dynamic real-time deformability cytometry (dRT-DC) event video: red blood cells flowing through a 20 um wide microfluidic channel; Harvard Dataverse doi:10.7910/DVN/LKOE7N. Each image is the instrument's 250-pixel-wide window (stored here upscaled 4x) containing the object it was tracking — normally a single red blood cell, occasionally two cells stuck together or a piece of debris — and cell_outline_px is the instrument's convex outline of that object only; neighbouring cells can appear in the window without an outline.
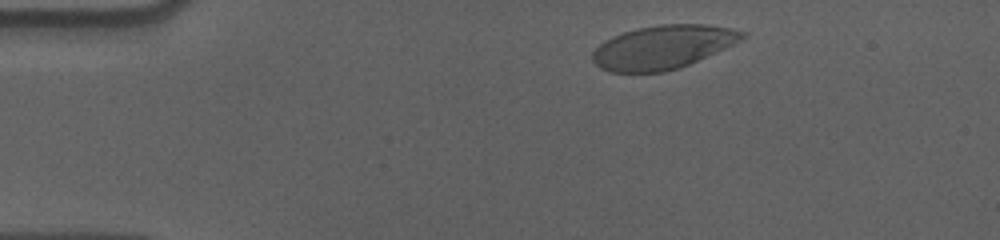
{"species": "human", "species_latin": "Homo sapiens", "temperature_condition": "cold", "stored_images_in_passage": 51, "camera_frame_rate_fps": 3000, "um_per_image_px": 0.085, "donor": {"sex": "male"}, "frame": {"image": 1, "passage_image": 4, "time_ms": 1.0, "image_size_px": [1000, 240], "cell_outline_px": [[748, 32], [740, 40], [732, 44], [680, 68], [664, 72], [608, 72], [600, 68], [592, 60], [592, 52], [604, 40], [612, 36], [636, 28], [660, 24], [704, 24], [728, 28]], "centroid_in_image_um": [56.28, 4.01], "position_along_channel_um": 28.7, "area_um2": 37.8}}
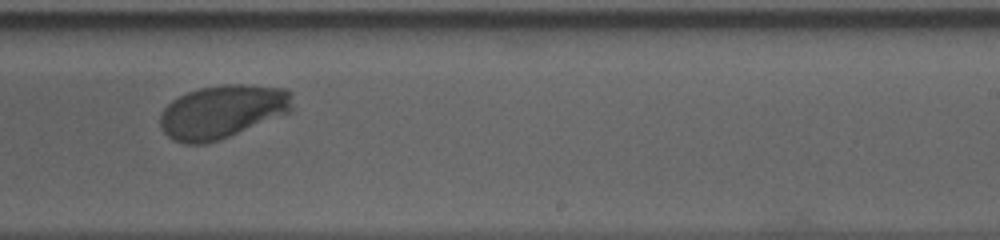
{"frame": {"image": 2, "passage_image": 30, "time_ms": 9.667, "image_size_px": [1000, 240], "cell_outline_px": [[292, 112], [220, 140], [204, 144], [184, 144], [172, 140], [160, 128], [160, 116], [164, 108], [172, 100], [188, 92], [200, 88], [224, 84], [244, 84], [288, 88], [292, 92]], "centroid_in_image_um": [18.93, 9.49], "position_along_channel_um": 270.1, "area_um2": 41.56}}
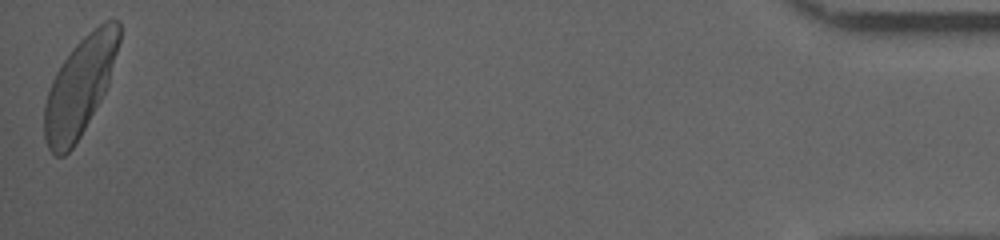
{"frame": {"image": 3, "passage_image": 51, "time_ms": 16.667, "image_size_px": [1000, 240], "cell_outline_px": [[120, 40], [108, 84], [100, 100], [80, 136], [72, 148], [64, 156], [56, 156], [48, 148], [44, 136], [44, 104], [52, 80], [56, 72], [72, 48], [88, 32], [104, 20], [120, 20]], "centroid_in_image_um": [6.78, 7.34], "position_along_channel_um": 428.4, "area_um2": 42.25}, "authors_computed_cell_mechanics": {"area_um2": 40.9802, "velocity_mm_per_s": 3.5512, "shape_relaxation_time_tau1_ms": 2.2881, "shape_relaxation_time_tau2_ms": null, "deformation_change_tau1": 0.1482, "deformation_change_tau2": null}}